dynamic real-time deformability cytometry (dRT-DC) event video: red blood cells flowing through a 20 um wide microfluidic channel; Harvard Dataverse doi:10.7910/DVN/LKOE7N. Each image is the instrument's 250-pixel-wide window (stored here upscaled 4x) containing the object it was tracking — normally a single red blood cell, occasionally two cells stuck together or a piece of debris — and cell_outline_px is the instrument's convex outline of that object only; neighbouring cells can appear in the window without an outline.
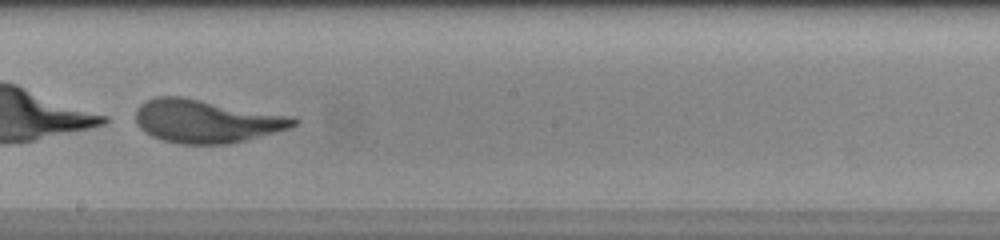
{"species": "human", "species_latin": "Homo sapiens", "temperature_condition": "warm", "stored_images_in_passage": 36, "camera_frame_rate_fps": 3000, "um_per_image_px": 0.085, "donor": {"sex": "female"}, "frame": {"image": 1, "passage_image": 22, "time_ms": 7.0, "image_size_px": [1000, 240], "cell_outline_px": [[300, 120], [296, 124], [288, 128], [244, 140], [228, 144], [180, 144], [164, 140], [152, 136], [140, 128], [136, 120], [136, 108], [140, 104], [156, 96], [184, 96], [292, 116]], "centroid_in_image_um": [17.51, 10.28], "position_along_channel_um": 230.7, "area_um2": 39.59}}
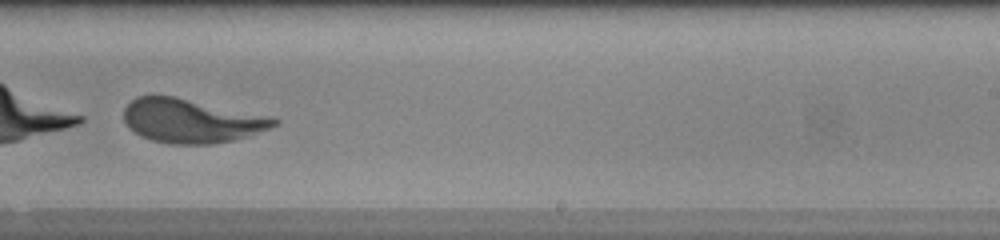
{"frame": {"image": 2, "passage_image": 25, "time_ms": 8.0, "image_size_px": [1000, 240], "cell_outline_px": [[280, 124], [232, 140], [212, 144], [168, 144], [152, 140], [140, 136], [128, 128], [124, 120], [124, 108], [136, 96], [172, 96], [272, 116], [280, 120]], "centroid_in_image_um": [16.24, 10.27], "position_along_channel_um": 272.8, "area_um2": 38.26}}
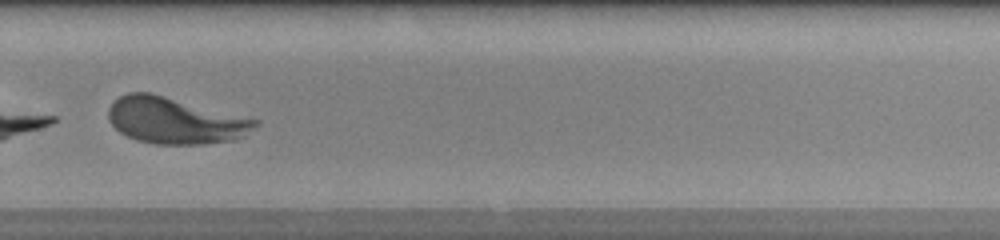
{"frame": {"image": 3, "passage_image": 28, "time_ms": 9.0, "image_size_px": [1000, 240], "cell_outline_px": [[260, 124], [240, 136], [232, 140], [204, 144], [156, 144], [136, 140], [120, 132], [108, 120], [108, 108], [120, 96], [128, 92], [148, 92], [260, 120]], "centroid_in_image_um": [14.85, 10.25], "position_along_channel_um": 314.9, "area_um2": 39.25}}